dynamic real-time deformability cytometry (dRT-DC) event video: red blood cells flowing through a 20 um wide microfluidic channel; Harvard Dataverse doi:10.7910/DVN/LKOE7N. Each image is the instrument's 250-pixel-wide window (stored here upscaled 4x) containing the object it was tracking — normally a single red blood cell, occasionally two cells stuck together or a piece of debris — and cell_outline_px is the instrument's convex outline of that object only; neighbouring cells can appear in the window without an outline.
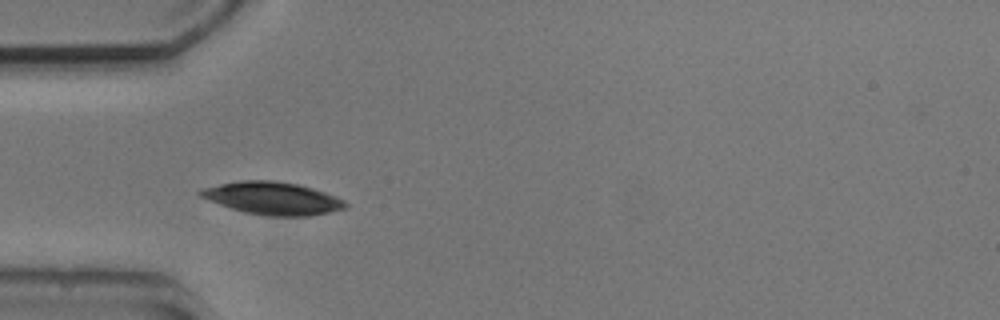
{"species": "common noctule bat (a hibernating species)", "species_latin": "Nyctalus noctula", "temperature_condition": "cold", "stored_images_in_passage": 12, "camera_frame_rate_fps": 3000, "um_per_image_px": 0.085, "animal": {"sex": "male", "body_mass_g": 20.5, "forearm_length_mm": 52.5}, "frame": {"image": 1, "passage_image": 3, "time_ms": 3.0, "image_size_px": [1000, 320], "cell_outline_px": [[348, 208], [308, 216], [264, 216], [244, 212], [220, 204], [200, 196], [196, 192], [200, 188], [240, 180], [272, 180], [296, 184], [312, 188], [336, 196], [344, 200], [348, 204]], "centroid_in_image_um": [23.17, 16.85], "position_along_channel_um": 61.8, "area_um2": 27.51}}
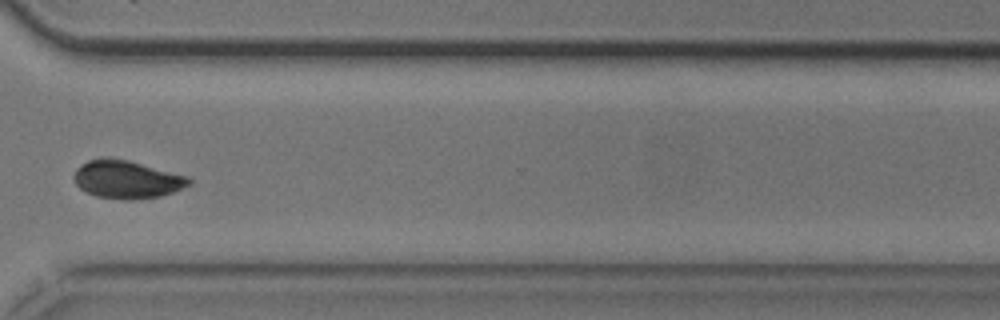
{"frame": {"image": 2, "passage_image": 10, "time_ms": 11.0, "image_size_px": [1000, 320], "cell_outline_px": [[192, 184], [172, 192], [160, 196], [136, 200], [124, 200], [96, 196], [80, 188], [76, 184], [72, 176], [76, 168], [88, 160], [100, 156], [108, 156], [128, 160], [188, 176], [192, 180]], "centroid_in_image_um": [10.76, 15.23], "position_along_channel_um": 359.8, "area_um2": 25.78}}
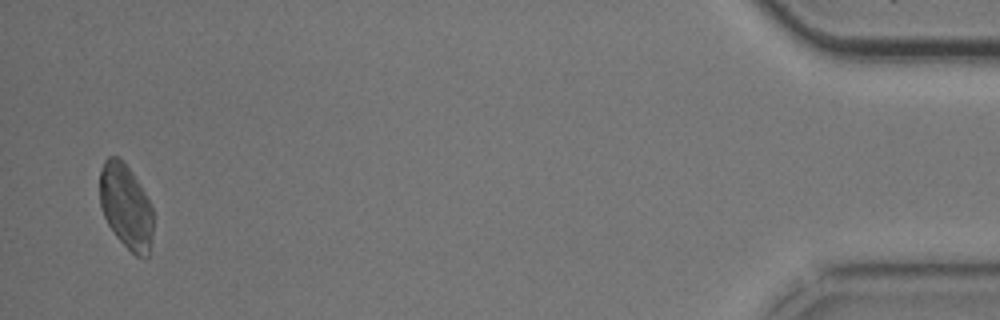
{"frame": {"image": 3, "passage_image": 12, "time_ms": 15.0, "image_size_px": [1000, 320], "cell_outline_px": [[152, 236], [148, 256], [144, 260], [136, 256], [116, 236], [108, 224], [100, 208], [100, 172], [104, 160], [108, 156], [116, 156], [124, 160], [140, 184], [152, 208]], "centroid_in_image_um": [10.7, 17.54], "position_along_channel_um": 424.5, "area_um2": 26.41}, "authors_computed_cell_mechanics": {"area_um2": 26.01, "velocity_mm_per_s": 3.752, "shape_relaxation_time_tau1_ms": 3.308, "shape_relaxation_time_tau2_ms": 1.5676, "deformation_change_tau1": 0.1177, "deformation_change_tau2": 0.0295}}